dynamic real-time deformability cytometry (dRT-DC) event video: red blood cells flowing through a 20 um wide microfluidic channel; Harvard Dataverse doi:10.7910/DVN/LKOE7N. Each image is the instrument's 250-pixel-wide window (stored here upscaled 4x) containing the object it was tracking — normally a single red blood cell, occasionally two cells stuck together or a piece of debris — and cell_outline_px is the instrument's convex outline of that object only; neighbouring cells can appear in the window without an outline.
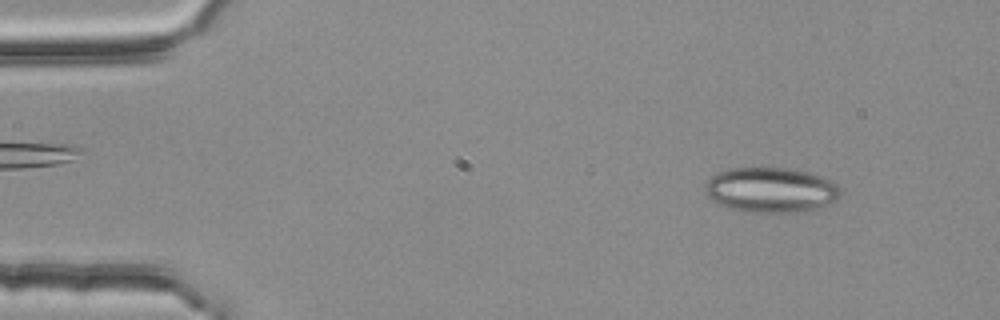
{"species": "common noctule bat (a hibernating species)", "species_latin": "Nyctalus noctula", "temperature_condition": "room temperature", "stored_images_in_passage": 3, "camera_frame_rate_fps": 3000, "um_per_image_px": 0.085, "animal": {"sex": "female", "body_mass_g": 25.1}, "frame": {"image": 1, "passage_image": 1, "time_ms": 0.0, "image_size_px": [1000, 320], "cell_outline_px": [[840, 196], [836, 200], [800, 212], [748, 212], [728, 208], [712, 200], [708, 196], [704, 188], [708, 180], [712, 176], [720, 172], [732, 168], [788, 168], [808, 172], [820, 176], [836, 184], [840, 188]], "centroid_in_image_um": [65.49, 16.14], "position_along_channel_um": 19.5, "area_um2": 35.08}}